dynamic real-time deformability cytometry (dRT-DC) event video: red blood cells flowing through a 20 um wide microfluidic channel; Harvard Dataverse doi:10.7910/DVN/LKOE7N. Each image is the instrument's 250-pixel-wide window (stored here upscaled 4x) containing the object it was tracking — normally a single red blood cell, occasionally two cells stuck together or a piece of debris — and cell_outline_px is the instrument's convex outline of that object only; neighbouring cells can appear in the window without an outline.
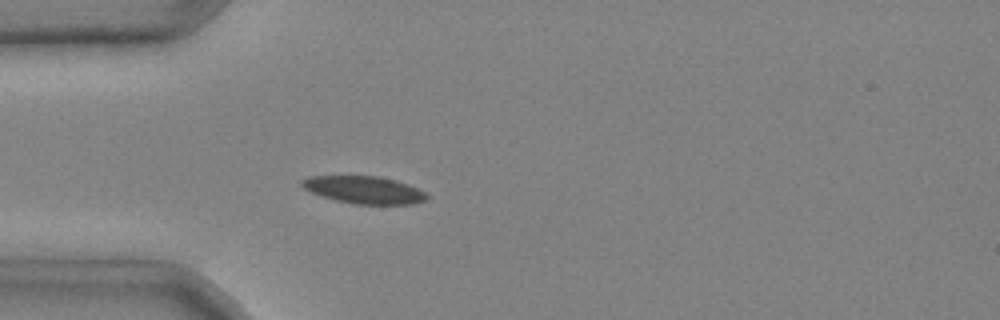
{"species": "common noctule bat (a hibernating species)", "species_latin": "Nyctalus noctula", "temperature_condition": "cold", "stored_images_in_passage": 4, "camera_frame_rate_fps": 3000, "um_per_image_px": 0.085, "animal": {"sex": "male", "body_mass_g": 20.4}, "frame": {"image": 1, "passage_image": 4, "time_ms": 1.0, "image_size_px": [1000, 320], "cell_outline_px": [[428, 200], [412, 204], [352, 204], [336, 200], [312, 192], [304, 188], [300, 184], [300, 180], [308, 176], [380, 176], [396, 180], [408, 184], [424, 192], [428, 196]], "centroid_in_image_um": [30.95, 16.13], "position_along_channel_um": 54.0, "area_um2": 19.94}}